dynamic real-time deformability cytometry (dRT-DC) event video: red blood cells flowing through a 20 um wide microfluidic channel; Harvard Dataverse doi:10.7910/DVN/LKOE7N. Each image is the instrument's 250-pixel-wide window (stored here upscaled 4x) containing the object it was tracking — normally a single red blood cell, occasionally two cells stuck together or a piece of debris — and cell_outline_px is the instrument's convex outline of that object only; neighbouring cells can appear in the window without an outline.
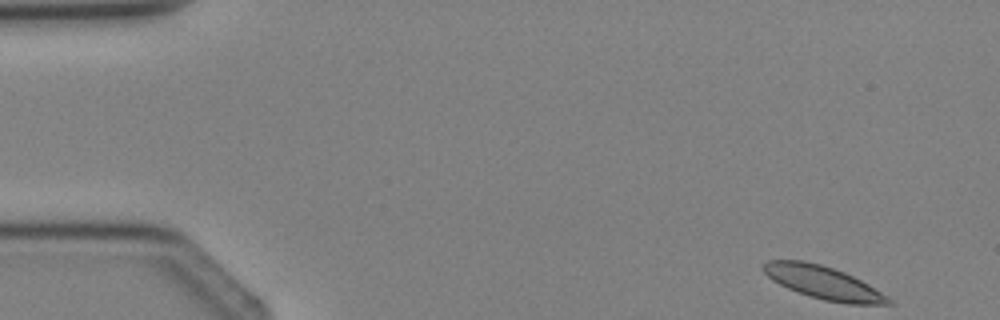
{"species": "Egyptian fruit bat (a non-hibernating species)", "species_latin": "Rousettus aegyptiacus", "temperature_condition": "cold", "stored_images_in_passage": 4, "segment_of_instrument_passage": [1, 2], "camera_frame_rate_fps": 3000, "um_per_image_px": 0.085, "animal": {"sex": "female"}, "frame": {"image": 1, "passage_image": 1, "time_ms": 0.0, "image_size_px": [1000, 320], "cell_outline_px": [[896, 304], [848, 304], [824, 300], [808, 296], [788, 288], [772, 280], [760, 268], [760, 264], [768, 260], [804, 260], [820, 264], [844, 272], [868, 284], [888, 296]], "centroid_in_image_um": [69.95, 24.01], "position_along_channel_um": 15.0, "area_um2": 24.04}}
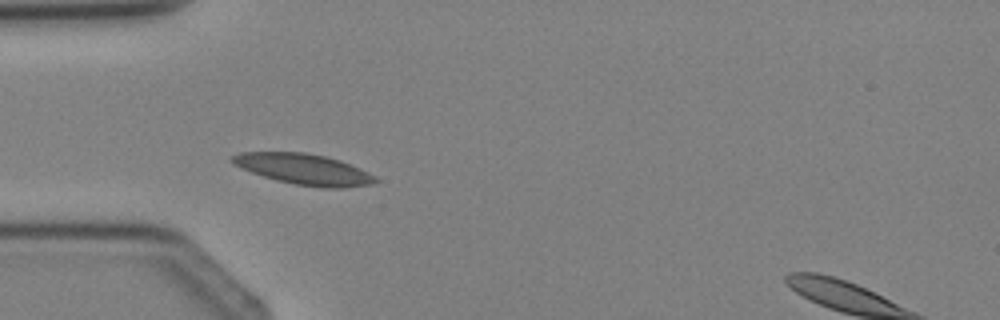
{"frame": {"image": 2, "passage_image": 3, "time_ms": 3.0, "image_size_px": [1000, 320], "cell_outline_px": [[380, 180], [372, 184], [344, 188], [320, 188], [296, 184], [276, 180], [240, 168], [232, 164], [228, 160], [232, 156], [240, 152], [304, 152], [324, 156], [340, 160], [360, 168], [376, 176]], "centroid_in_image_um": [25.83, 14.39], "position_along_channel_um": 59.2, "area_um2": 25.84}}